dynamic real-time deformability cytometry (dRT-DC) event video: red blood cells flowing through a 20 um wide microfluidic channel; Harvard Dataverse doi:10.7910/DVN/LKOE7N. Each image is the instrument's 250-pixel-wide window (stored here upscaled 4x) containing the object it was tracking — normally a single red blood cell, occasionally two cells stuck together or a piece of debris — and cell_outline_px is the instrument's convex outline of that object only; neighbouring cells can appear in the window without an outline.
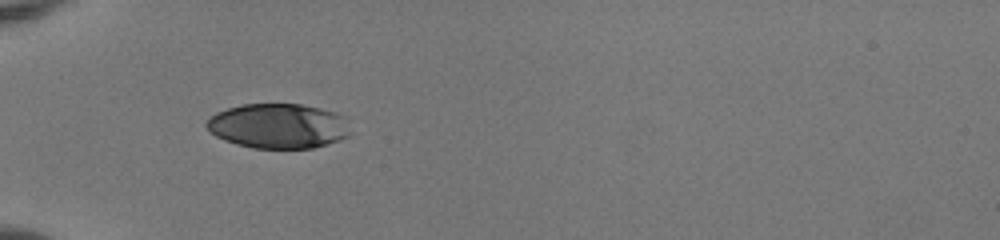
{"species": "human", "species_latin": "Homo sapiens", "temperature_condition": "room temperature", "stored_images_in_passage": 35, "camera_frame_rate_fps": 3000, "um_per_image_px": 0.085, "donor": {"sex": "female"}, "frame": {"image": 1, "passage_image": 1, "time_ms": 0.0, "image_size_px": [1000, 240], "cell_outline_px": [[348, 136], [328, 144], [312, 148], [252, 148], [236, 144], [224, 140], [216, 136], [204, 124], [216, 112], [228, 108], [244, 104], [300, 104], [320, 108], [348, 116]], "centroid_in_image_um": [23.68, 10.7], "position_along_channel_um": 61.3, "area_um2": 37.63}}
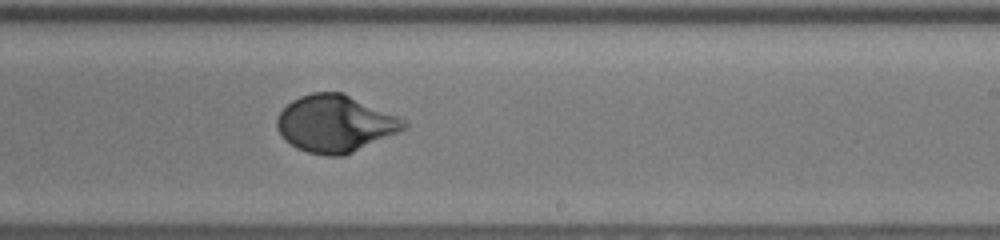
{"frame": {"image": 2, "passage_image": 17, "time_ms": 5.333, "image_size_px": [1000, 240], "cell_outline_px": [[408, 128], [344, 156], [328, 156], [308, 152], [296, 148], [284, 140], [276, 128], [276, 120], [280, 112], [292, 100], [300, 96], [312, 92], [344, 92], [396, 116], [404, 120], [408, 124]], "centroid_in_image_um": [28.47, 10.51], "position_along_channel_um": 260.5, "area_um2": 42.14}}
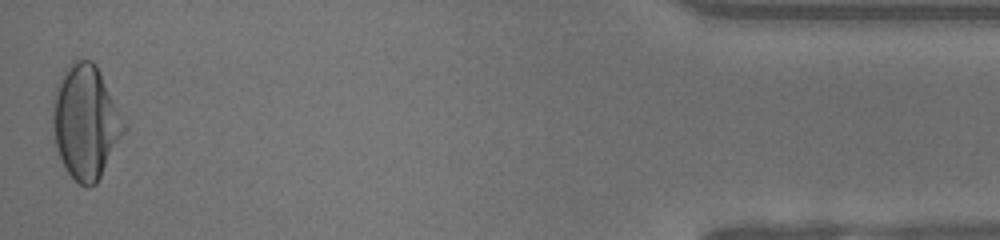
{"frame": {"image": 3, "passage_image": 35, "time_ms": 11.333, "image_size_px": [1000, 240], "cell_outline_px": [[128, 128], [96, 184], [88, 188], [84, 188], [64, 168], [56, 148], [52, 124], [52, 100], [60, 76], [64, 68], [72, 60], [92, 60], [96, 64], [128, 124]], "centroid_in_image_um": [7.29, 10.36], "position_along_channel_um": 427.9, "area_um2": 47.97}, "authors_computed_cell_mechanics": {"area_um2": 41.1536, "velocity_mm_per_s": 3.9552, "shape_relaxation_time_tau1_ms": 2.9502, "shape_relaxation_time_tau2_ms": null, "deformation_change_tau1": 0.1715, "deformation_change_tau2": null}}